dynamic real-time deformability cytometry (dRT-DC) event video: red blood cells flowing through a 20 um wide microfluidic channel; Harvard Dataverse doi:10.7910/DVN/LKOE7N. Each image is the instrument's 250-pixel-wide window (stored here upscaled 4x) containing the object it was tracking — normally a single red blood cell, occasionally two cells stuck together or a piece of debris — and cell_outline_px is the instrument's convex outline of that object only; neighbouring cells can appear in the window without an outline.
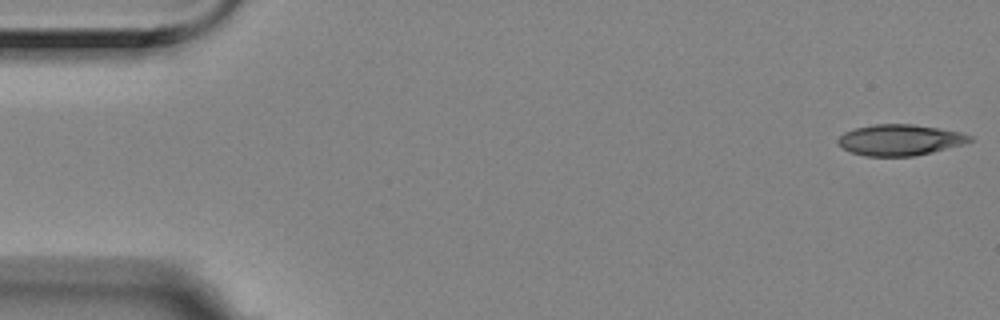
{"species": "Egyptian fruit bat (a non-hibernating species)", "species_latin": "Rousettus aegyptiacus", "temperature_condition": "room temperature", "stored_images_in_passage": 3, "camera_frame_rate_fps": 3000, "um_per_image_px": 0.085, "animal": {"sex": "female"}, "frame": {"image": 1, "passage_image": 1, "time_ms": 0.0, "image_size_px": [1000, 320], "cell_outline_px": [[972, 140], [964, 144], [916, 156], [864, 156], [852, 152], [844, 148], [836, 140], [844, 132], [856, 128], [872, 124], [912, 124], [960, 132], [972, 136]], "centroid_in_image_um": [76.49, 11.9], "position_along_channel_um": 8.5, "area_um2": 23.64}}